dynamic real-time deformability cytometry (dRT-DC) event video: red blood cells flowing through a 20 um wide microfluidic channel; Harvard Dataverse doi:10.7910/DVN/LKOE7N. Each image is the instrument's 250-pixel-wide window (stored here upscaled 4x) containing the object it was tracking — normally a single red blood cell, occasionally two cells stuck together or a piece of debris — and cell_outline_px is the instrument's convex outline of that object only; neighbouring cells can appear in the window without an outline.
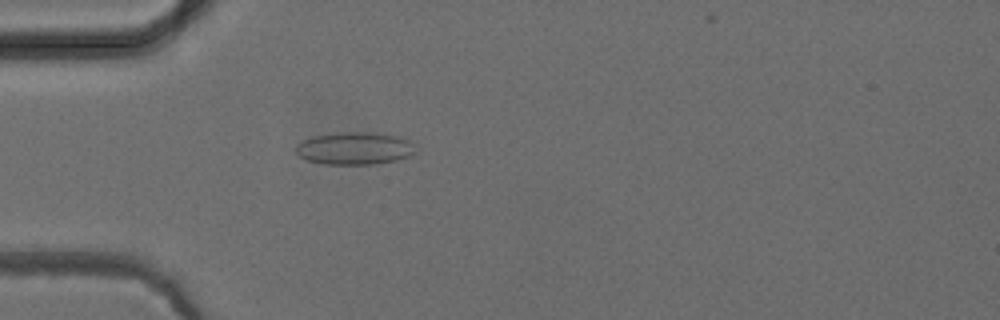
{"species": "common noctule bat (a hibernating species)", "species_latin": "Nyctalus noctula", "temperature_condition": "cold", "stored_images_in_passage": 50, "camera_frame_rate_fps": 3000, "um_per_image_px": 0.085, "animal": {"sex": "female", "body_mass_g": 24.6, "forearm_length_mm": 56.2}, "frame": {"image": 1, "passage_image": 15, "time_ms": 4.667, "image_size_px": [1000, 320], "cell_outline_px": [[416, 152], [412, 156], [396, 160], [372, 164], [324, 164], [308, 160], [300, 156], [296, 152], [296, 144], [312, 136], [344, 132], [384, 132], [400, 136], [408, 140]], "centroid_in_image_um": [30.17, 12.6], "position_along_channel_um": 54.8, "area_um2": 22.77}}
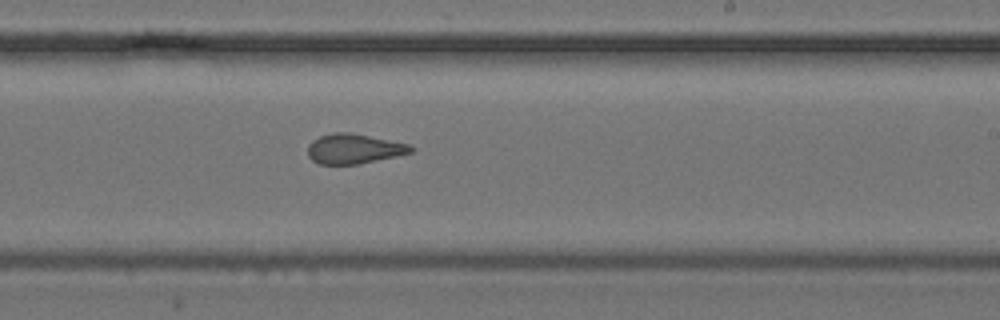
{"frame": {"image": 2, "passage_image": 31, "time_ms": 10.0, "image_size_px": [1000, 320], "cell_outline_px": [[416, 148], [412, 152], [396, 156], [356, 164], [320, 164], [312, 160], [308, 156], [308, 144], [312, 140], [320, 136], [336, 132], [348, 132], [408, 144]], "centroid_in_image_um": [30.06, 12.65], "position_along_channel_um": 258.9, "area_um2": 17.69}}
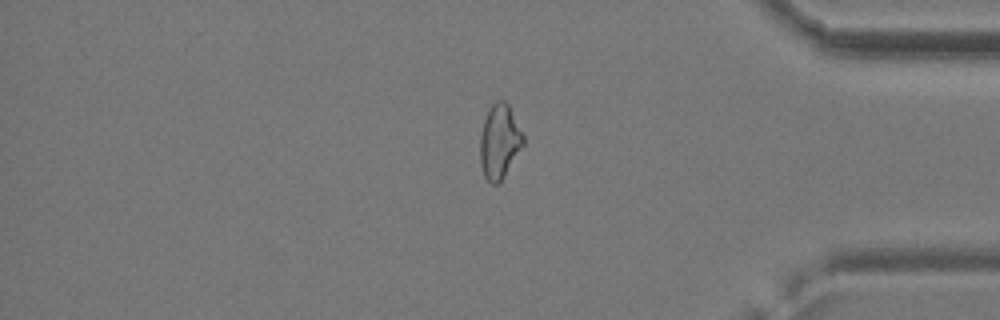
{"frame": {"image": 3, "passage_image": 43, "time_ms": 14.0, "image_size_px": [1000, 320], "cell_outline_px": [[524, 144], [500, 184], [492, 184], [484, 176], [480, 164], [480, 136], [484, 120], [492, 104], [496, 100], [504, 100], [508, 104], [524, 136]], "centroid_in_image_um": [42.46, 12.06], "position_along_channel_um": 392.7, "area_um2": 18.67}}